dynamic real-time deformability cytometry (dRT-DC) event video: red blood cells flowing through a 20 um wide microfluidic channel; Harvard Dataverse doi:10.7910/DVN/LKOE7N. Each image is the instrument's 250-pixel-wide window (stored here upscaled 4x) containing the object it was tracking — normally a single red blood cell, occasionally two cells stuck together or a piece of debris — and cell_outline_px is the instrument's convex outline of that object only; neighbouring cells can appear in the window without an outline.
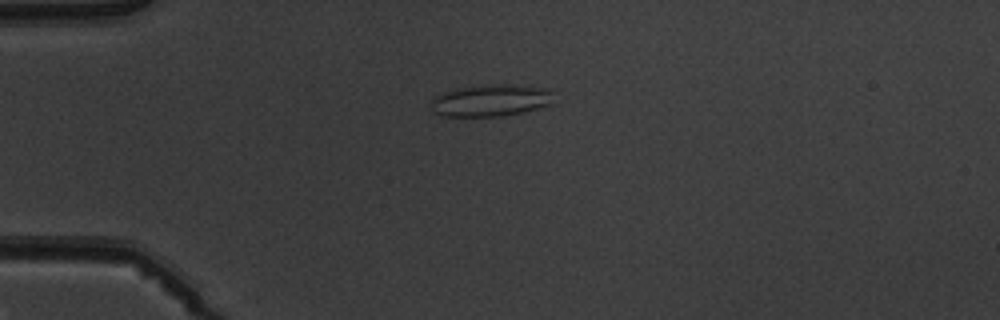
{"species": "common noctule bat (a hibernating species)", "species_latin": "Nyctalus noctula", "temperature_condition": "warm", "stored_images_in_passage": 1, "camera_frame_rate_fps": 3000, "um_per_image_px": 0.085, "animal": {"sex": "male", "body_mass_g": 19.5, "forearm_length_mm": 54.6}, "frame": {"image": 1, "passage_image": 1, "time_ms": 0.0, "image_size_px": [1000, 320], "cell_outline_px": [[552, 104], [524, 112], [500, 116], [440, 116], [432, 112], [428, 104], [432, 96], [456, 88], [488, 84], [516, 84], [548, 88], [552, 92]], "centroid_in_image_um": [41.66, 8.53], "position_along_channel_um": 43.3, "area_um2": 23.41}}